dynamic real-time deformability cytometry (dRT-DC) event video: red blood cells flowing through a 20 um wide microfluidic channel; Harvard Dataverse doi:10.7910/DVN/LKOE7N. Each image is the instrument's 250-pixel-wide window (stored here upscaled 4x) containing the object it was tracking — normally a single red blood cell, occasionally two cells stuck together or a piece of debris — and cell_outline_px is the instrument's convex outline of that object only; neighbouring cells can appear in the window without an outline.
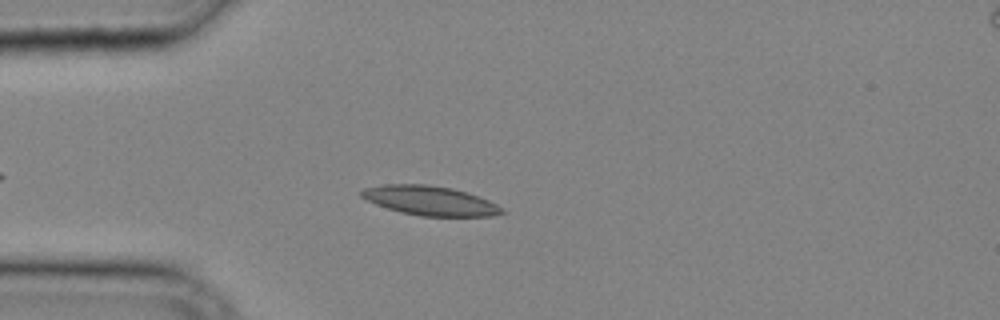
{"species": "common noctule bat (a hibernating species)", "species_latin": "Nyctalus noctula", "temperature_condition": "cold", "stored_images_in_passage": 14, "camera_frame_rate_fps": 3000, "um_per_image_px": 0.085, "animal": {"sex": "male", "body_mass_g": 20.4}, "frame": {"image": 1, "passage_image": 5, "time_ms": 1.333, "image_size_px": [1000, 320], "cell_outline_px": [[504, 212], [492, 216], [420, 216], [400, 212], [376, 204], [360, 196], [360, 192], [364, 188], [384, 184], [428, 184], [452, 188], [488, 200], [504, 208]], "centroid_in_image_um": [36.53, 17.05], "position_along_channel_um": 48.5, "area_um2": 23.87}}
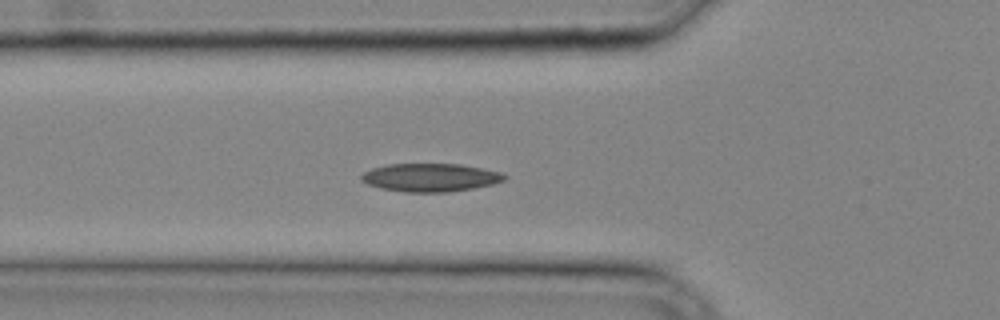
{"frame": {"image": 2, "passage_image": 8, "time_ms": 2.333, "image_size_px": [1000, 320], "cell_outline_px": [[508, 176], [504, 180], [492, 184], [472, 188], [448, 192], [404, 192], [380, 188], [368, 184], [360, 180], [360, 176], [364, 172], [372, 168], [388, 164], [460, 164], [500, 172]], "centroid_in_image_um": [36.55, 15.09], "position_along_channel_um": 89.3, "area_um2": 23.41}}
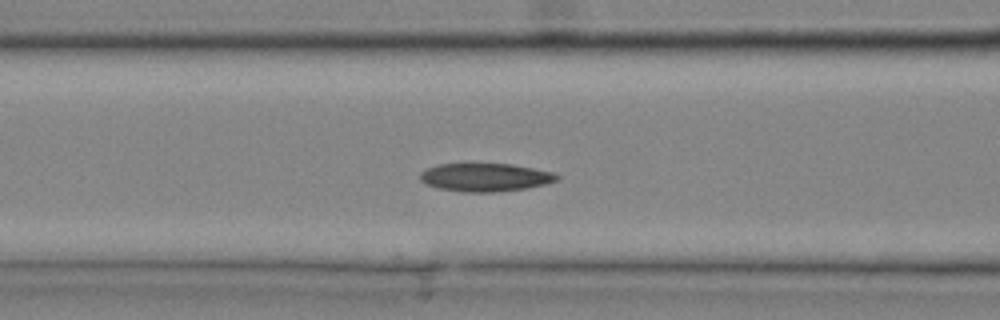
{"frame": {"image": 3, "passage_image": 10, "time_ms": 3.0, "image_size_px": [1000, 320], "cell_outline_px": [[560, 180], [548, 184], [528, 188], [492, 192], [464, 192], [440, 188], [424, 184], [420, 180], [420, 172], [436, 164], [512, 164], [552, 172], [560, 176]], "centroid_in_image_um": [41.27, 15.07], "position_along_channel_um": 125.3, "area_um2": 22.54}}